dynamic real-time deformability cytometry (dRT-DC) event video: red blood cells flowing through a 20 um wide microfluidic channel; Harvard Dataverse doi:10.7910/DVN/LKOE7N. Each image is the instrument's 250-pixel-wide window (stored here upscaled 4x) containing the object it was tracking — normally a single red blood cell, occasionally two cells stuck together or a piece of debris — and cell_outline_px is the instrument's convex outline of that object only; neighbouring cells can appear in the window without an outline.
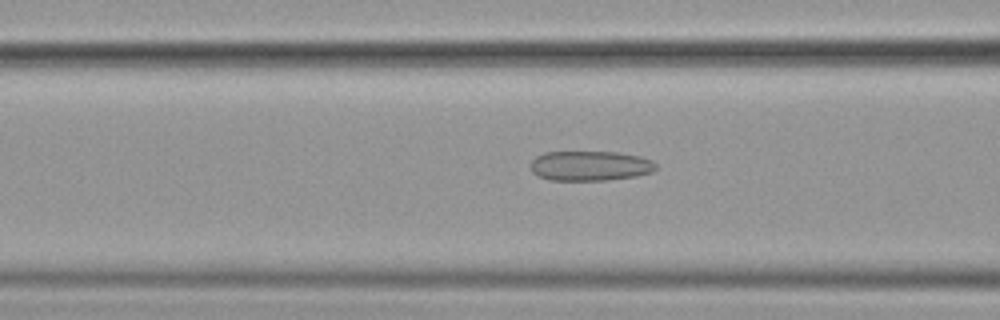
{"species": "common noctule bat (a hibernating species)", "species_latin": "Nyctalus noctula", "temperature_condition": "cold", "stored_images_in_passage": 56, "camera_frame_rate_fps": 3000, "um_per_image_px": 0.085, "animal": {"sex": "female", "body_mass_g": 19.9}, "frame": {"image": 1, "passage_image": 23, "time_ms": 7.333, "image_size_px": [1000, 320], "cell_outline_px": [[656, 168], [652, 172], [636, 176], [608, 180], [548, 180], [532, 172], [532, 160], [536, 156], [544, 152], [616, 152], [640, 156], [652, 160], [656, 164]], "centroid_in_image_um": [50.17, 14.09], "position_along_channel_um": 116.4, "area_um2": 21.79}}
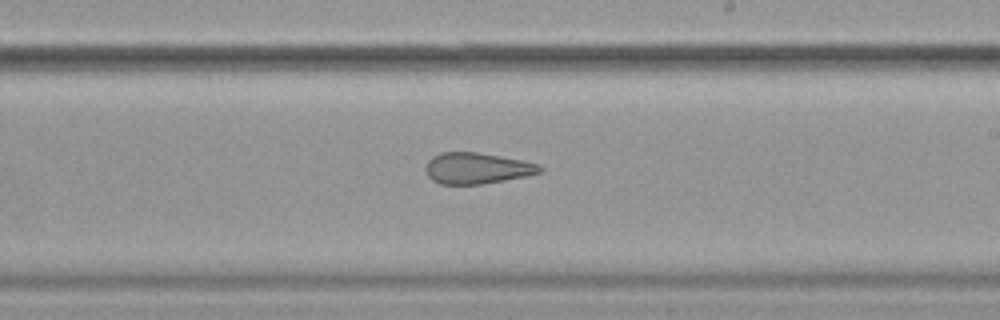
{"frame": {"image": 2, "passage_image": 34, "time_ms": 11.0, "image_size_px": [1000, 320], "cell_outline_px": [[544, 172], [528, 176], [480, 184], [440, 184], [432, 180], [428, 176], [424, 168], [428, 160], [432, 156], [440, 152], [476, 152], [500, 156], [540, 164], [544, 168]], "centroid_in_image_um": [40.54, 14.3], "position_along_channel_um": 248.5, "area_um2": 20.87}}
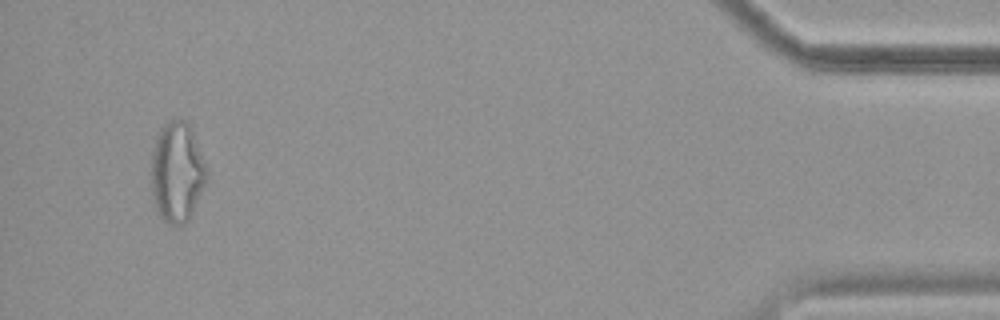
{"frame": {"image": 3, "passage_image": 54, "time_ms": 17.667, "image_size_px": [1000, 320], "cell_outline_px": [[208, 176], [192, 212], [188, 220], [184, 224], [172, 224], [164, 220], [160, 216], [156, 208], [152, 196], [152, 148], [160, 128], [164, 124], [172, 120], [188, 120], [208, 168]], "centroid_in_image_um": [15.06, 14.6], "position_along_channel_um": 420.1, "area_um2": 32.25}, "authors_computed_cell_mechanics": {"area_um2": 25.6632, "velocity_mm_per_s": 3.6091, "shape_relaxation_time_tau1_ms": null, "shape_relaxation_time_tau2_ms": 3.1395, "deformation_change_tau1": null, "deformation_change_tau2": 0.1204}}